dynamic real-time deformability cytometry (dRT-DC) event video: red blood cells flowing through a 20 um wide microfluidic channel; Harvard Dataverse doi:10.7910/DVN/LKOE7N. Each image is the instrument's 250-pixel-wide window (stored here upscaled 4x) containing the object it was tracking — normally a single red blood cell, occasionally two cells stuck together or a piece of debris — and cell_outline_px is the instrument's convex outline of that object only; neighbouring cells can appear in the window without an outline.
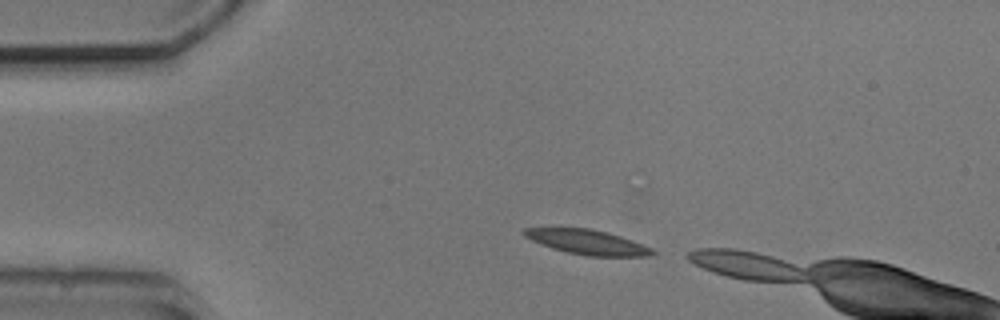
{"species": "common noctule bat (a hibernating species)", "species_latin": "Nyctalus noctula", "temperature_condition": "cold", "stored_images_in_passage": 2, "camera_frame_rate_fps": 3000, "um_per_image_px": 0.085, "animal": {"sex": "male", "body_mass_g": 20.5, "forearm_length_mm": 52.5}, "frame": {"image": 1, "passage_image": 2, "time_ms": 1.333, "image_size_px": [1000, 320], "cell_outline_px": [[656, 252], [648, 256], [588, 256], [568, 252], [552, 248], [532, 240], [524, 236], [520, 232], [524, 228], [588, 228], [608, 232], [632, 240], [652, 248]], "centroid_in_image_um": [49.92, 20.57], "position_along_channel_um": 35.1, "area_um2": 18.32}}